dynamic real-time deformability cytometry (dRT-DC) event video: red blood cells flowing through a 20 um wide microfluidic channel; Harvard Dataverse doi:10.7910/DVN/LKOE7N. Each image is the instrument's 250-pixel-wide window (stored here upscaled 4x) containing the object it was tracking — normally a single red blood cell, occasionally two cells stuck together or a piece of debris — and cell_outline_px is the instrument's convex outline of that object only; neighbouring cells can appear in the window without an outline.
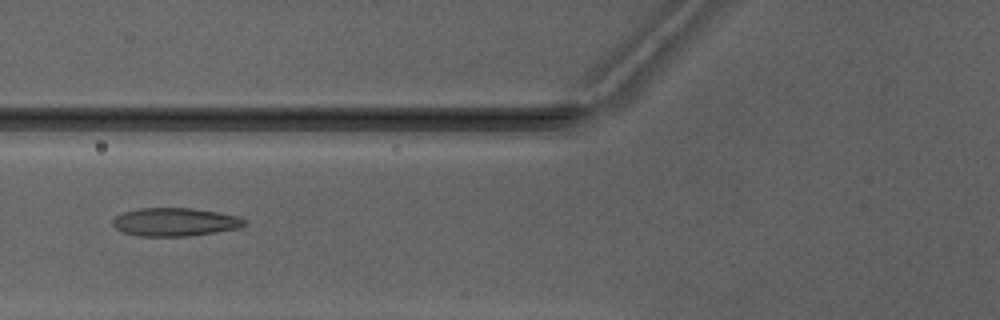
{"species": "Egyptian fruit bat (a non-hibernating species)", "species_latin": "Rousettus aegyptiacus", "temperature_condition": "warm", "stored_images_in_passage": 4, "camera_frame_rate_fps": 3000, "um_per_image_px": 0.085, "animal": {"sex": "male"}, "frame": {"image": 1, "passage_image": 3, "time_ms": 2.667, "image_size_px": [1000, 320], "cell_outline_px": [[248, 224], [240, 228], [216, 232], [188, 236], [140, 236], [124, 232], [116, 228], [112, 224], [112, 220], [116, 216], [124, 212], [136, 208], [192, 208], [220, 212], [240, 216], [248, 220]], "centroid_in_image_um": [14.94, 18.86], "position_along_channel_um": 110.9, "area_um2": 21.96}}
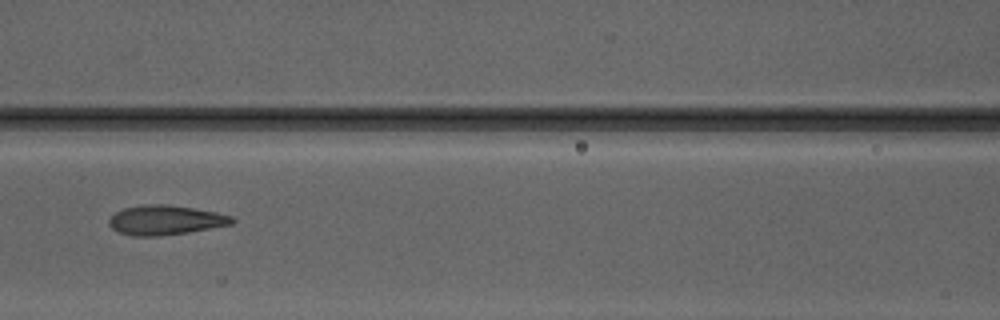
{"frame": {"image": 2, "passage_image": 4, "time_ms": 3.667, "image_size_px": [1000, 320], "cell_outline_px": [[236, 220], [232, 224], [188, 232], [160, 236], [132, 236], [120, 232], [112, 228], [108, 224], [108, 220], [116, 212], [124, 208], [144, 204], [168, 204], [216, 212], [232, 216]], "centroid_in_image_um": [14.06, 18.7], "position_along_channel_um": 152.5, "area_um2": 21.15}}